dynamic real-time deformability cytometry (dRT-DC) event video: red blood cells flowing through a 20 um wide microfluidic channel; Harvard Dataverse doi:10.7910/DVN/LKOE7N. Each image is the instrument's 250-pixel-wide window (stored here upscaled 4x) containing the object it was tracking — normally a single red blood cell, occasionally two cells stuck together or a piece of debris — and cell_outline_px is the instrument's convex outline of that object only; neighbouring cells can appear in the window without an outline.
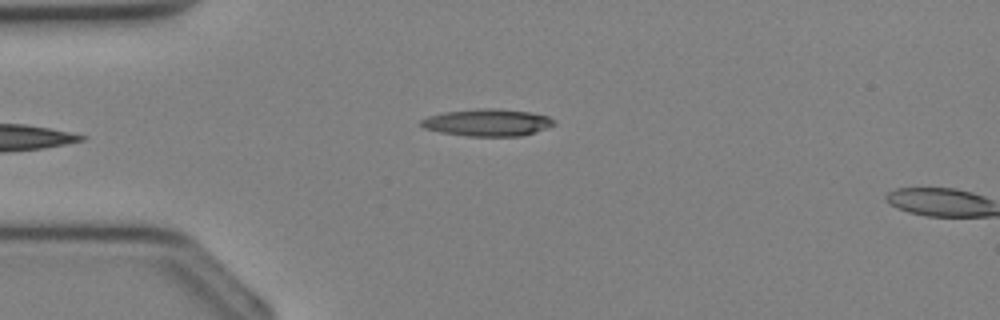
{"species": "Egyptian fruit bat (a non-hibernating species)", "species_latin": "Rousettus aegyptiacus", "temperature_condition": "cold", "stored_images_in_passage": 2, "camera_frame_rate_fps": 3000, "um_per_image_px": 0.085, "animal": {"sex": "female"}, "frame": {"image": 1, "passage_image": 1, "time_ms": 0.0, "image_size_px": [1000, 320], "cell_outline_px": [[556, 124], [548, 128], [520, 136], [468, 136], [440, 132], [424, 128], [420, 124], [420, 120], [428, 116], [444, 112], [476, 108], [496, 108], [532, 112], [548, 116], [556, 120]], "centroid_in_image_um": [41.46, 10.4], "position_along_channel_um": 43.5, "area_um2": 21.21}}